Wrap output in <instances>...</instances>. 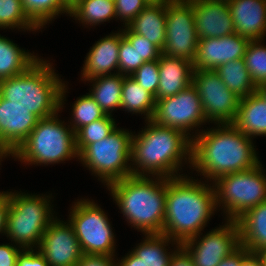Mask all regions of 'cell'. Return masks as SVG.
<instances>
[{
    "instance_id": "d6986e66",
    "label": "cell",
    "mask_w": 266,
    "mask_h": 266,
    "mask_svg": "<svg viewBox=\"0 0 266 266\" xmlns=\"http://www.w3.org/2000/svg\"><path fill=\"white\" fill-rule=\"evenodd\" d=\"M229 11L240 36L264 40L266 36V0H230Z\"/></svg>"
},
{
    "instance_id": "9a60e30c",
    "label": "cell",
    "mask_w": 266,
    "mask_h": 266,
    "mask_svg": "<svg viewBox=\"0 0 266 266\" xmlns=\"http://www.w3.org/2000/svg\"><path fill=\"white\" fill-rule=\"evenodd\" d=\"M37 249L49 266H75L83 255L72 225L57 217L45 230Z\"/></svg>"
},
{
    "instance_id": "30bf717a",
    "label": "cell",
    "mask_w": 266,
    "mask_h": 266,
    "mask_svg": "<svg viewBox=\"0 0 266 266\" xmlns=\"http://www.w3.org/2000/svg\"><path fill=\"white\" fill-rule=\"evenodd\" d=\"M69 214L83 254L116 256L115 237L104 211L89 199L75 202Z\"/></svg>"
},
{
    "instance_id": "603a6c76",
    "label": "cell",
    "mask_w": 266,
    "mask_h": 266,
    "mask_svg": "<svg viewBox=\"0 0 266 266\" xmlns=\"http://www.w3.org/2000/svg\"><path fill=\"white\" fill-rule=\"evenodd\" d=\"M126 27L162 51L166 40V4H148Z\"/></svg>"
},
{
    "instance_id": "7402d4cb",
    "label": "cell",
    "mask_w": 266,
    "mask_h": 266,
    "mask_svg": "<svg viewBox=\"0 0 266 266\" xmlns=\"http://www.w3.org/2000/svg\"><path fill=\"white\" fill-rule=\"evenodd\" d=\"M236 221L240 245L251 253L266 251V201L250 208Z\"/></svg>"
},
{
    "instance_id": "cb8c5ba5",
    "label": "cell",
    "mask_w": 266,
    "mask_h": 266,
    "mask_svg": "<svg viewBox=\"0 0 266 266\" xmlns=\"http://www.w3.org/2000/svg\"><path fill=\"white\" fill-rule=\"evenodd\" d=\"M232 124L251 139L254 136H266V101L257 91L240 98L238 112Z\"/></svg>"
},
{
    "instance_id": "277c9868",
    "label": "cell",
    "mask_w": 266,
    "mask_h": 266,
    "mask_svg": "<svg viewBox=\"0 0 266 266\" xmlns=\"http://www.w3.org/2000/svg\"><path fill=\"white\" fill-rule=\"evenodd\" d=\"M126 221L143 234H162L166 210V178L129 176L107 186Z\"/></svg>"
},
{
    "instance_id": "d590c367",
    "label": "cell",
    "mask_w": 266,
    "mask_h": 266,
    "mask_svg": "<svg viewBox=\"0 0 266 266\" xmlns=\"http://www.w3.org/2000/svg\"><path fill=\"white\" fill-rule=\"evenodd\" d=\"M144 62L139 57L136 46H132L122 34L119 46V73L131 76Z\"/></svg>"
},
{
    "instance_id": "681fc988",
    "label": "cell",
    "mask_w": 266,
    "mask_h": 266,
    "mask_svg": "<svg viewBox=\"0 0 266 266\" xmlns=\"http://www.w3.org/2000/svg\"><path fill=\"white\" fill-rule=\"evenodd\" d=\"M62 3L71 10L80 0H61Z\"/></svg>"
},
{
    "instance_id": "d4e9b609",
    "label": "cell",
    "mask_w": 266,
    "mask_h": 266,
    "mask_svg": "<svg viewBox=\"0 0 266 266\" xmlns=\"http://www.w3.org/2000/svg\"><path fill=\"white\" fill-rule=\"evenodd\" d=\"M85 81L92 84L88 93L101 107L105 114L111 115L112 111L121 107L123 75L120 73L99 76Z\"/></svg>"
},
{
    "instance_id": "ee69618b",
    "label": "cell",
    "mask_w": 266,
    "mask_h": 266,
    "mask_svg": "<svg viewBox=\"0 0 266 266\" xmlns=\"http://www.w3.org/2000/svg\"><path fill=\"white\" fill-rule=\"evenodd\" d=\"M169 266H194L187 251L181 246L172 256Z\"/></svg>"
},
{
    "instance_id": "e575fe53",
    "label": "cell",
    "mask_w": 266,
    "mask_h": 266,
    "mask_svg": "<svg viewBox=\"0 0 266 266\" xmlns=\"http://www.w3.org/2000/svg\"><path fill=\"white\" fill-rule=\"evenodd\" d=\"M262 40L250 41L243 57L256 86L266 83V46Z\"/></svg>"
},
{
    "instance_id": "3957f363",
    "label": "cell",
    "mask_w": 266,
    "mask_h": 266,
    "mask_svg": "<svg viewBox=\"0 0 266 266\" xmlns=\"http://www.w3.org/2000/svg\"><path fill=\"white\" fill-rule=\"evenodd\" d=\"M145 121L147 126L137 135L133 134L131 141L132 175L182 176L178 174L182 162H188L191 167L192 140L178 129L160 126L153 120Z\"/></svg>"
},
{
    "instance_id": "6da1fadb",
    "label": "cell",
    "mask_w": 266,
    "mask_h": 266,
    "mask_svg": "<svg viewBox=\"0 0 266 266\" xmlns=\"http://www.w3.org/2000/svg\"><path fill=\"white\" fill-rule=\"evenodd\" d=\"M197 131L192 136L191 167L213 182L227 174L248 170L260 163L252 139L232 123ZM221 125V126H220Z\"/></svg>"
},
{
    "instance_id": "74e56055",
    "label": "cell",
    "mask_w": 266,
    "mask_h": 266,
    "mask_svg": "<svg viewBox=\"0 0 266 266\" xmlns=\"http://www.w3.org/2000/svg\"><path fill=\"white\" fill-rule=\"evenodd\" d=\"M122 30L123 36L132 46H136L139 57L145 62L158 60L162 51L144 36L131 32L126 26Z\"/></svg>"
},
{
    "instance_id": "7a4b0ae2",
    "label": "cell",
    "mask_w": 266,
    "mask_h": 266,
    "mask_svg": "<svg viewBox=\"0 0 266 266\" xmlns=\"http://www.w3.org/2000/svg\"><path fill=\"white\" fill-rule=\"evenodd\" d=\"M186 175L166 178L163 235L182 244L201 234L216 207L214 185Z\"/></svg>"
},
{
    "instance_id": "ac0fdd59",
    "label": "cell",
    "mask_w": 266,
    "mask_h": 266,
    "mask_svg": "<svg viewBox=\"0 0 266 266\" xmlns=\"http://www.w3.org/2000/svg\"><path fill=\"white\" fill-rule=\"evenodd\" d=\"M198 39L218 38L236 33L228 2L192 0Z\"/></svg>"
},
{
    "instance_id": "f6af8a7d",
    "label": "cell",
    "mask_w": 266,
    "mask_h": 266,
    "mask_svg": "<svg viewBox=\"0 0 266 266\" xmlns=\"http://www.w3.org/2000/svg\"><path fill=\"white\" fill-rule=\"evenodd\" d=\"M9 209V192H0V234L6 232L7 213Z\"/></svg>"
},
{
    "instance_id": "83f0119b",
    "label": "cell",
    "mask_w": 266,
    "mask_h": 266,
    "mask_svg": "<svg viewBox=\"0 0 266 266\" xmlns=\"http://www.w3.org/2000/svg\"><path fill=\"white\" fill-rule=\"evenodd\" d=\"M155 98L142 88L131 76L123 75L121 107L133 114H144L146 120H152L155 112Z\"/></svg>"
},
{
    "instance_id": "5bb4252c",
    "label": "cell",
    "mask_w": 266,
    "mask_h": 266,
    "mask_svg": "<svg viewBox=\"0 0 266 266\" xmlns=\"http://www.w3.org/2000/svg\"><path fill=\"white\" fill-rule=\"evenodd\" d=\"M198 234L181 244L191 256L194 266H218L240 246L239 227L235 220H227L225 225ZM199 239V240H198Z\"/></svg>"
},
{
    "instance_id": "8d00e7d4",
    "label": "cell",
    "mask_w": 266,
    "mask_h": 266,
    "mask_svg": "<svg viewBox=\"0 0 266 266\" xmlns=\"http://www.w3.org/2000/svg\"><path fill=\"white\" fill-rule=\"evenodd\" d=\"M131 77L155 97L160 78L158 60L144 62Z\"/></svg>"
},
{
    "instance_id": "7bdbcfd3",
    "label": "cell",
    "mask_w": 266,
    "mask_h": 266,
    "mask_svg": "<svg viewBox=\"0 0 266 266\" xmlns=\"http://www.w3.org/2000/svg\"><path fill=\"white\" fill-rule=\"evenodd\" d=\"M249 253V251L243 247L239 246L233 253L228 257L221 260L218 266H240L241 260Z\"/></svg>"
},
{
    "instance_id": "f35d334b",
    "label": "cell",
    "mask_w": 266,
    "mask_h": 266,
    "mask_svg": "<svg viewBox=\"0 0 266 266\" xmlns=\"http://www.w3.org/2000/svg\"><path fill=\"white\" fill-rule=\"evenodd\" d=\"M116 18L128 25L147 5L146 0H114ZM119 17V18H118Z\"/></svg>"
},
{
    "instance_id": "1f68e13d",
    "label": "cell",
    "mask_w": 266,
    "mask_h": 266,
    "mask_svg": "<svg viewBox=\"0 0 266 266\" xmlns=\"http://www.w3.org/2000/svg\"><path fill=\"white\" fill-rule=\"evenodd\" d=\"M0 28L39 30L25 13L21 0H0Z\"/></svg>"
},
{
    "instance_id": "d6a6232c",
    "label": "cell",
    "mask_w": 266,
    "mask_h": 266,
    "mask_svg": "<svg viewBox=\"0 0 266 266\" xmlns=\"http://www.w3.org/2000/svg\"><path fill=\"white\" fill-rule=\"evenodd\" d=\"M115 119L106 114L90 124L81 127L76 133V150L78 154L89 144L106 138L115 128Z\"/></svg>"
},
{
    "instance_id": "4dcf8cb0",
    "label": "cell",
    "mask_w": 266,
    "mask_h": 266,
    "mask_svg": "<svg viewBox=\"0 0 266 266\" xmlns=\"http://www.w3.org/2000/svg\"><path fill=\"white\" fill-rule=\"evenodd\" d=\"M23 9L30 20L39 28H43L59 14H69L70 10L61 0H21Z\"/></svg>"
},
{
    "instance_id": "60d3db41",
    "label": "cell",
    "mask_w": 266,
    "mask_h": 266,
    "mask_svg": "<svg viewBox=\"0 0 266 266\" xmlns=\"http://www.w3.org/2000/svg\"><path fill=\"white\" fill-rule=\"evenodd\" d=\"M115 256L83 254L75 266H118Z\"/></svg>"
},
{
    "instance_id": "4316f807",
    "label": "cell",
    "mask_w": 266,
    "mask_h": 266,
    "mask_svg": "<svg viewBox=\"0 0 266 266\" xmlns=\"http://www.w3.org/2000/svg\"><path fill=\"white\" fill-rule=\"evenodd\" d=\"M176 244L174 251L168 252V243ZM181 247L179 242L163 234H146L144 241L138 244L132 252L139 257L146 266H169L173 254Z\"/></svg>"
},
{
    "instance_id": "44dd1931",
    "label": "cell",
    "mask_w": 266,
    "mask_h": 266,
    "mask_svg": "<svg viewBox=\"0 0 266 266\" xmlns=\"http://www.w3.org/2000/svg\"><path fill=\"white\" fill-rule=\"evenodd\" d=\"M159 83L155 101L176 95L192 84L193 62L161 54L159 59Z\"/></svg>"
},
{
    "instance_id": "f907efd6",
    "label": "cell",
    "mask_w": 266,
    "mask_h": 266,
    "mask_svg": "<svg viewBox=\"0 0 266 266\" xmlns=\"http://www.w3.org/2000/svg\"><path fill=\"white\" fill-rule=\"evenodd\" d=\"M148 4H167L171 0H146Z\"/></svg>"
},
{
    "instance_id": "4fadbf2b",
    "label": "cell",
    "mask_w": 266,
    "mask_h": 266,
    "mask_svg": "<svg viewBox=\"0 0 266 266\" xmlns=\"http://www.w3.org/2000/svg\"><path fill=\"white\" fill-rule=\"evenodd\" d=\"M152 120L160 126L182 131L191 140L189 131L208 122L199 93L192 84L172 97L156 100Z\"/></svg>"
},
{
    "instance_id": "b9f144b4",
    "label": "cell",
    "mask_w": 266,
    "mask_h": 266,
    "mask_svg": "<svg viewBox=\"0 0 266 266\" xmlns=\"http://www.w3.org/2000/svg\"><path fill=\"white\" fill-rule=\"evenodd\" d=\"M22 250L18 245L0 244V266H16L17 257Z\"/></svg>"
},
{
    "instance_id": "816d5d0a",
    "label": "cell",
    "mask_w": 266,
    "mask_h": 266,
    "mask_svg": "<svg viewBox=\"0 0 266 266\" xmlns=\"http://www.w3.org/2000/svg\"><path fill=\"white\" fill-rule=\"evenodd\" d=\"M264 266H266V251L258 253Z\"/></svg>"
},
{
    "instance_id": "bcb514c9",
    "label": "cell",
    "mask_w": 266,
    "mask_h": 266,
    "mask_svg": "<svg viewBox=\"0 0 266 266\" xmlns=\"http://www.w3.org/2000/svg\"><path fill=\"white\" fill-rule=\"evenodd\" d=\"M118 266H146V264L137 257L132 251L125 255L123 259L117 262Z\"/></svg>"
},
{
    "instance_id": "484cf974",
    "label": "cell",
    "mask_w": 266,
    "mask_h": 266,
    "mask_svg": "<svg viewBox=\"0 0 266 266\" xmlns=\"http://www.w3.org/2000/svg\"><path fill=\"white\" fill-rule=\"evenodd\" d=\"M39 58L0 35V80L25 72Z\"/></svg>"
},
{
    "instance_id": "836d02e7",
    "label": "cell",
    "mask_w": 266,
    "mask_h": 266,
    "mask_svg": "<svg viewBox=\"0 0 266 266\" xmlns=\"http://www.w3.org/2000/svg\"><path fill=\"white\" fill-rule=\"evenodd\" d=\"M71 128L76 133L81 127L103 118L106 114L95 100L87 93L78 97L72 106Z\"/></svg>"
},
{
    "instance_id": "f546056e",
    "label": "cell",
    "mask_w": 266,
    "mask_h": 266,
    "mask_svg": "<svg viewBox=\"0 0 266 266\" xmlns=\"http://www.w3.org/2000/svg\"><path fill=\"white\" fill-rule=\"evenodd\" d=\"M83 25L94 26L116 18L114 0H80L69 12Z\"/></svg>"
},
{
    "instance_id": "e0dca14e",
    "label": "cell",
    "mask_w": 266,
    "mask_h": 266,
    "mask_svg": "<svg viewBox=\"0 0 266 266\" xmlns=\"http://www.w3.org/2000/svg\"><path fill=\"white\" fill-rule=\"evenodd\" d=\"M248 38L238 33L218 38H202L198 41L194 70H215L228 61L243 58L249 44Z\"/></svg>"
},
{
    "instance_id": "9c48e42d",
    "label": "cell",
    "mask_w": 266,
    "mask_h": 266,
    "mask_svg": "<svg viewBox=\"0 0 266 266\" xmlns=\"http://www.w3.org/2000/svg\"><path fill=\"white\" fill-rule=\"evenodd\" d=\"M216 207L223 208L225 220H237L247 210L266 201V175L262 164L217 178L214 182Z\"/></svg>"
},
{
    "instance_id": "f5cc1de1",
    "label": "cell",
    "mask_w": 266,
    "mask_h": 266,
    "mask_svg": "<svg viewBox=\"0 0 266 266\" xmlns=\"http://www.w3.org/2000/svg\"><path fill=\"white\" fill-rule=\"evenodd\" d=\"M2 158H5V157L0 153V162L2 161Z\"/></svg>"
},
{
    "instance_id": "db71d44e",
    "label": "cell",
    "mask_w": 266,
    "mask_h": 266,
    "mask_svg": "<svg viewBox=\"0 0 266 266\" xmlns=\"http://www.w3.org/2000/svg\"><path fill=\"white\" fill-rule=\"evenodd\" d=\"M216 1H224V2H229L230 0H216Z\"/></svg>"
},
{
    "instance_id": "52a82bcc",
    "label": "cell",
    "mask_w": 266,
    "mask_h": 266,
    "mask_svg": "<svg viewBox=\"0 0 266 266\" xmlns=\"http://www.w3.org/2000/svg\"><path fill=\"white\" fill-rule=\"evenodd\" d=\"M49 198L52 197L9 192L5 235L11 242L22 249L38 248L45 230L55 219Z\"/></svg>"
},
{
    "instance_id": "7dc6e473",
    "label": "cell",
    "mask_w": 266,
    "mask_h": 266,
    "mask_svg": "<svg viewBox=\"0 0 266 266\" xmlns=\"http://www.w3.org/2000/svg\"><path fill=\"white\" fill-rule=\"evenodd\" d=\"M240 266H264L259 254L249 252L240 262Z\"/></svg>"
},
{
    "instance_id": "f1b7e54d",
    "label": "cell",
    "mask_w": 266,
    "mask_h": 266,
    "mask_svg": "<svg viewBox=\"0 0 266 266\" xmlns=\"http://www.w3.org/2000/svg\"><path fill=\"white\" fill-rule=\"evenodd\" d=\"M215 71L219 74L226 87L239 98L247 97L257 90V86L253 82L243 58L221 64Z\"/></svg>"
},
{
    "instance_id": "ffe728a7",
    "label": "cell",
    "mask_w": 266,
    "mask_h": 266,
    "mask_svg": "<svg viewBox=\"0 0 266 266\" xmlns=\"http://www.w3.org/2000/svg\"><path fill=\"white\" fill-rule=\"evenodd\" d=\"M122 31L112 33L97 41L85 57L81 70L83 80L119 73V46ZM117 69V72L111 71Z\"/></svg>"
},
{
    "instance_id": "2e32d148",
    "label": "cell",
    "mask_w": 266,
    "mask_h": 266,
    "mask_svg": "<svg viewBox=\"0 0 266 266\" xmlns=\"http://www.w3.org/2000/svg\"><path fill=\"white\" fill-rule=\"evenodd\" d=\"M38 118L29 109L10 103L0 95V153L12 155L28 138Z\"/></svg>"
},
{
    "instance_id": "7c38bea8",
    "label": "cell",
    "mask_w": 266,
    "mask_h": 266,
    "mask_svg": "<svg viewBox=\"0 0 266 266\" xmlns=\"http://www.w3.org/2000/svg\"><path fill=\"white\" fill-rule=\"evenodd\" d=\"M192 85L199 93L208 122L233 123L240 98L223 83L215 70H194Z\"/></svg>"
},
{
    "instance_id": "8992f818",
    "label": "cell",
    "mask_w": 266,
    "mask_h": 266,
    "mask_svg": "<svg viewBox=\"0 0 266 266\" xmlns=\"http://www.w3.org/2000/svg\"><path fill=\"white\" fill-rule=\"evenodd\" d=\"M58 118V112L39 119L28 138L11 155L24 164L48 165L78 158L73 129Z\"/></svg>"
},
{
    "instance_id": "8fae6325",
    "label": "cell",
    "mask_w": 266,
    "mask_h": 266,
    "mask_svg": "<svg viewBox=\"0 0 266 266\" xmlns=\"http://www.w3.org/2000/svg\"><path fill=\"white\" fill-rule=\"evenodd\" d=\"M192 0H171L166 4V40L162 54L193 62L198 46Z\"/></svg>"
},
{
    "instance_id": "5b68a950",
    "label": "cell",
    "mask_w": 266,
    "mask_h": 266,
    "mask_svg": "<svg viewBox=\"0 0 266 266\" xmlns=\"http://www.w3.org/2000/svg\"><path fill=\"white\" fill-rule=\"evenodd\" d=\"M47 62L40 58L25 72L0 80V95L29 109L38 119L61 111L67 92L66 84Z\"/></svg>"
},
{
    "instance_id": "ab89813d",
    "label": "cell",
    "mask_w": 266,
    "mask_h": 266,
    "mask_svg": "<svg viewBox=\"0 0 266 266\" xmlns=\"http://www.w3.org/2000/svg\"><path fill=\"white\" fill-rule=\"evenodd\" d=\"M35 249H23L18 257L16 266H49L46 259Z\"/></svg>"
},
{
    "instance_id": "ba28073f",
    "label": "cell",
    "mask_w": 266,
    "mask_h": 266,
    "mask_svg": "<svg viewBox=\"0 0 266 266\" xmlns=\"http://www.w3.org/2000/svg\"><path fill=\"white\" fill-rule=\"evenodd\" d=\"M132 137L131 131L116 127L106 138L87 145L78 154V159L108 186L132 176Z\"/></svg>"
},
{
    "instance_id": "c3c4849f",
    "label": "cell",
    "mask_w": 266,
    "mask_h": 266,
    "mask_svg": "<svg viewBox=\"0 0 266 266\" xmlns=\"http://www.w3.org/2000/svg\"><path fill=\"white\" fill-rule=\"evenodd\" d=\"M256 91L266 101V83H262V84L258 85Z\"/></svg>"
}]
</instances>
